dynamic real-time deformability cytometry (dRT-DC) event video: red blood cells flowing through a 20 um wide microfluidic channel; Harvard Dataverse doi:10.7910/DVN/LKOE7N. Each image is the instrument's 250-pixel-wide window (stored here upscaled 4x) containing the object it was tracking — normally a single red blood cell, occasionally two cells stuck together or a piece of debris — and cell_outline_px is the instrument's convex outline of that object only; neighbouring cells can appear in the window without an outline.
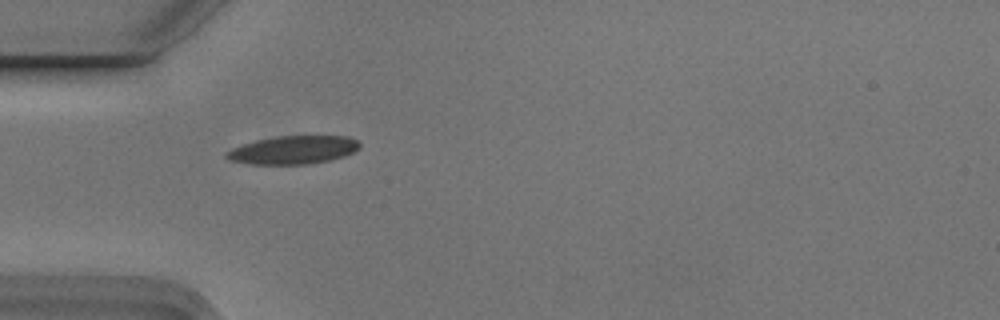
{"species": "Egyptian fruit bat (a non-hibernating species)", "species_latin": "Rousettus aegyptiacus", "temperature_condition": "cold", "stored_images_in_passage": 2, "camera_frame_rate_fps": 3000, "um_per_image_px": 0.085, "animal": {"sex": "male"}, "frame": {"image": 1, "passage_image": 1, "time_ms": 0.0, "image_size_px": [1000, 320], "cell_outline_px": [[360, 148], [344, 156], [332, 160], [308, 164], [252, 164], [228, 160], [224, 156], [232, 148], [256, 140], [276, 136], [348, 136], [356, 140], [360, 144]], "centroid_in_image_um": [24.94, 12.74], "position_along_channel_um": 60.1, "area_um2": 21.85}}